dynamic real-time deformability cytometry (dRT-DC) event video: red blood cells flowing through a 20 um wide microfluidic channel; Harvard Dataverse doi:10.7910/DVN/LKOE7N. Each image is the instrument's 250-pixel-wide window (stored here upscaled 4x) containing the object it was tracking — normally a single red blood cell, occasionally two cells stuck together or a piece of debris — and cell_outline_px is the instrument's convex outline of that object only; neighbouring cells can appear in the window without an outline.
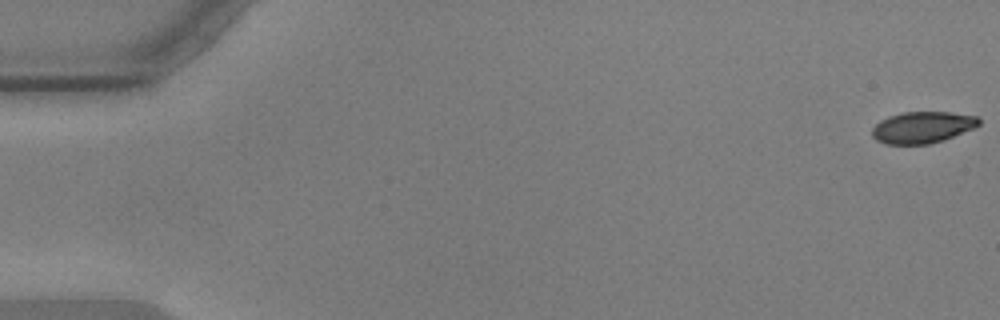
{"species": "common noctule bat (a hibernating species)", "species_latin": "Nyctalus noctula", "temperature_condition": "warm", "stored_images_in_passage": 57, "camera_frame_rate_fps": 3000, "um_per_image_px": 0.085, "animal": {"sex": "male", "body_mass_g": 17.9, "forearm_length_mm": 54.2}, "frame": {"image": 1, "passage_image": 1, "time_ms": 0.0, "image_size_px": [1000, 320], "cell_outline_px": [[980, 124], [972, 128], [944, 140], [928, 144], [884, 144], [876, 140], [872, 136], [872, 128], [880, 120], [888, 116], [904, 112], [952, 112], [976, 116], [980, 120]], "centroid_in_image_um": [78.37, 10.82], "position_along_channel_um": 6.6, "area_um2": 19.59}}
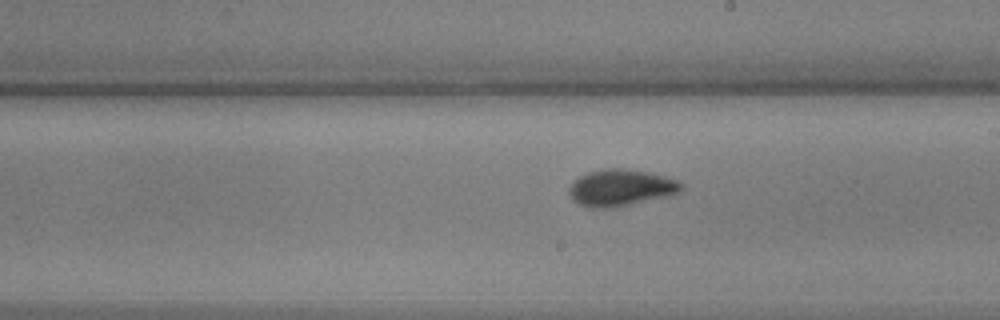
{"frame": {"image": 2, "passage_image": 33, "time_ms": 10.667, "image_size_px": [1000, 320], "cell_outline_px": [[684, 188], [680, 192], [668, 196], [612, 208], [588, 208], [572, 200], [568, 192], [568, 188], [580, 176], [588, 172], [604, 168], [624, 168], [648, 172], [664, 176], [676, 180], [684, 184]], "centroid_in_image_um": [52.77, 15.96], "position_along_channel_um": 236.2, "area_um2": 24.04}}
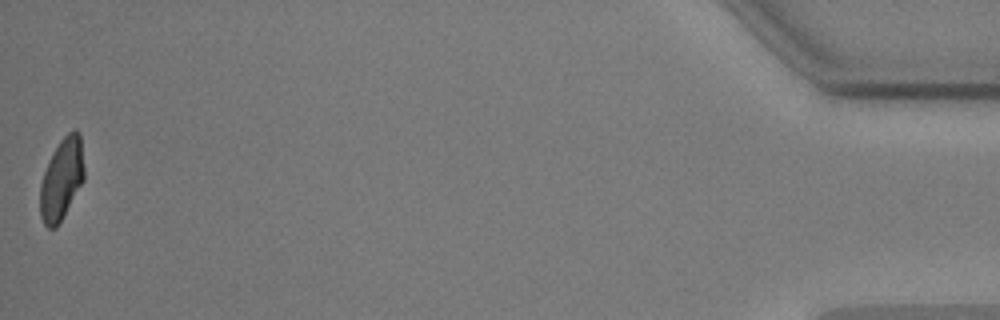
{"frame": {"image": 3, "passage_image": 57, "time_ms": 18.667, "image_size_px": [1000, 320], "cell_outline_px": [[84, 180], [56, 228], [48, 228], [44, 224], [40, 216], [40, 184], [44, 172], [60, 140], [72, 128], [76, 128], [80, 132], [84, 168]], "centroid_in_image_um": [5.25, 15.21], "position_along_channel_um": 429.9, "area_um2": 20.75}, "authors_computed_cell_mechanics": {"area_um2": 21.964, "velocity_mm_per_s": 3.5696, "shape_relaxation_time_tau1_ms": 4.2741, "shape_relaxation_time_tau2_ms": 1.3659, "deformation_change_tau1": 0.1413, "deformation_change_tau2": 0.0488}}